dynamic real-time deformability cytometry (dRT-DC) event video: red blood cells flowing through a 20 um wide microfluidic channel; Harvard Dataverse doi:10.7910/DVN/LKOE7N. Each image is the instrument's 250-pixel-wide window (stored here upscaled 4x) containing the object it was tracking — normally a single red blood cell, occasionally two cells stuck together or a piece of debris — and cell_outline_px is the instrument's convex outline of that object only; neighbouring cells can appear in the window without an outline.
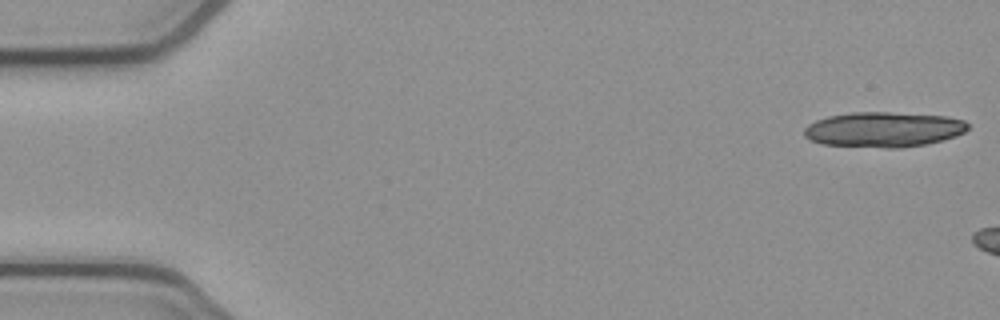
{"species": "common noctule bat (a hibernating species)", "species_latin": "Nyctalus noctula", "temperature_condition": "cold", "stored_images_in_passage": 8, "camera_frame_rate_fps": 3000, "um_per_image_px": 0.085, "animal": {"sex": "female", "body_mass_g": 21.9}, "frame": {"image": 1, "passage_image": 1, "time_ms": 0.0, "image_size_px": [1000, 320], "cell_outline_px": [[964, 128], [960, 132], [948, 136], [932, 140], [912, 144], [836, 144], [816, 140], [812, 136], [824, 120], [840, 116], [932, 116], [956, 120], [964, 124]], "centroid_in_image_um": [75.28, 11.02], "position_along_channel_um": 9.7, "area_um2": 26.07}}